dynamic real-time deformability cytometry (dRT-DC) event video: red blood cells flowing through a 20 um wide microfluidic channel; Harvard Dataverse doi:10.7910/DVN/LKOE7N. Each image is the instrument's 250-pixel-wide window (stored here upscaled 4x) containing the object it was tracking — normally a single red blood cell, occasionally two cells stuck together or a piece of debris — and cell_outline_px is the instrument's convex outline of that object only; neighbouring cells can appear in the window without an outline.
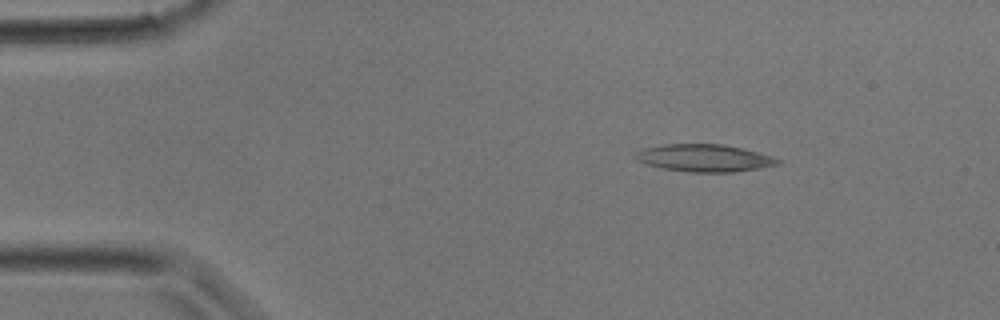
{"species": "common noctule bat (a hibernating species)", "species_latin": "Nyctalus noctula", "temperature_condition": "room temperature", "stored_images_in_passage": 3, "camera_frame_rate_fps": 3000, "um_per_image_px": 0.085, "animal": {"sex": "male", "body_mass_g": 17.9}, "frame": {"image": 1, "passage_image": 2, "time_ms": 0.333, "image_size_px": [1000, 320], "cell_outline_px": [[780, 164], [760, 168], [736, 172], [688, 172], [660, 168], [636, 160], [632, 156], [640, 148], [664, 144], [720, 144], [740, 148], [772, 156], [780, 160]], "centroid_in_image_um": [59.81, 13.43], "position_along_channel_um": 25.2, "area_um2": 22.77}}